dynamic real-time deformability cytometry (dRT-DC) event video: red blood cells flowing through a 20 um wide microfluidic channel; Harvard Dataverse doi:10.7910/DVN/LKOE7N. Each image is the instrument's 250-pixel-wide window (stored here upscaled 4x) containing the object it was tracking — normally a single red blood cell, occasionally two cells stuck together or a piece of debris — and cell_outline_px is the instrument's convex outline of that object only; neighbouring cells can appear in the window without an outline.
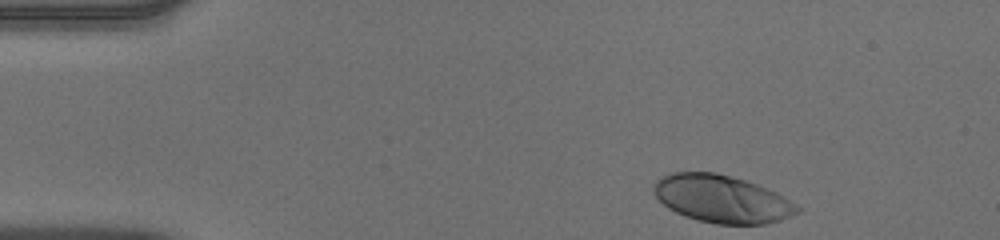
{"species": "human", "species_latin": "Homo sapiens", "temperature_condition": "warm", "stored_images_in_passage": 38, "camera_frame_rate_fps": 3000, "um_per_image_px": 0.085, "donor": {"sex": "male"}, "frame": {"image": 1, "passage_image": 1, "time_ms": 0.0, "image_size_px": [1000, 240], "cell_outline_px": [[800, 212], [780, 220], [764, 224], [716, 224], [684, 216], [668, 208], [656, 196], [652, 188], [652, 184], [656, 180], [672, 172], [716, 172], [732, 176], [756, 184], [776, 192], [796, 204], [800, 208]], "centroid_in_image_um": [61.35, 16.9], "position_along_channel_um": 23.7, "area_um2": 39.65}}
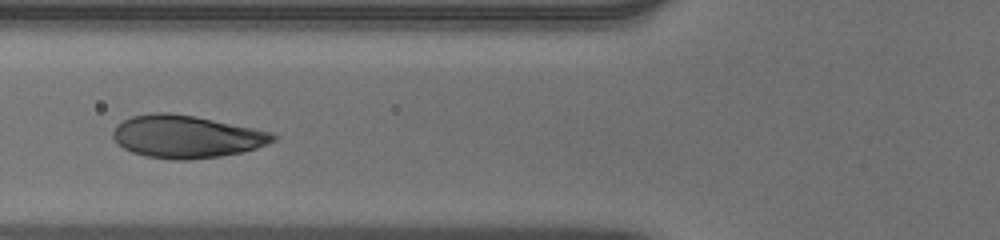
{"frame": {"image": 2, "passage_image": 14, "time_ms": 4.333, "image_size_px": [1000, 240], "cell_outline_px": [[276, 140], [268, 144], [256, 148], [240, 152], [220, 156], [188, 160], [176, 160], [148, 156], [132, 152], [116, 144], [112, 136], [112, 132], [116, 124], [132, 116], [156, 112], [168, 112], [196, 116], [272, 132], [276, 136]], "centroid_in_image_um": [15.82, 11.6], "position_along_channel_um": 110.0, "area_um2": 39.71}}
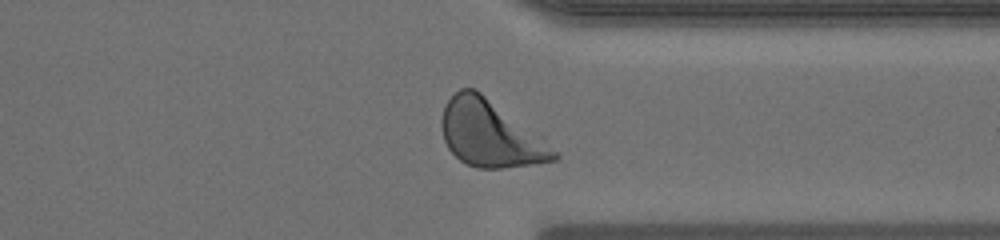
{"frame": {"image": 3, "passage_image": 34, "time_ms": 11.0, "image_size_px": [1000, 240], "cell_outline_px": [[560, 156], [556, 160], [532, 164], [504, 168], [476, 168], [460, 160], [448, 148], [444, 140], [440, 124], [444, 108], [448, 100], [460, 88], [476, 88], [544, 136]], "centroid_in_image_um": [41.71, 11.36], "position_along_channel_um": 369.7, "area_um2": 43.93}, "authors_computed_cell_mechanics": {"area_um2": 39.8242, "velocity_mm_per_s": 3.9189, "shape_relaxation_time_tau1_ms": 2.1531, "shape_relaxation_time_tau2_ms": null, "deformation_change_tau1": 0.1671, "deformation_change_tau2": null}}